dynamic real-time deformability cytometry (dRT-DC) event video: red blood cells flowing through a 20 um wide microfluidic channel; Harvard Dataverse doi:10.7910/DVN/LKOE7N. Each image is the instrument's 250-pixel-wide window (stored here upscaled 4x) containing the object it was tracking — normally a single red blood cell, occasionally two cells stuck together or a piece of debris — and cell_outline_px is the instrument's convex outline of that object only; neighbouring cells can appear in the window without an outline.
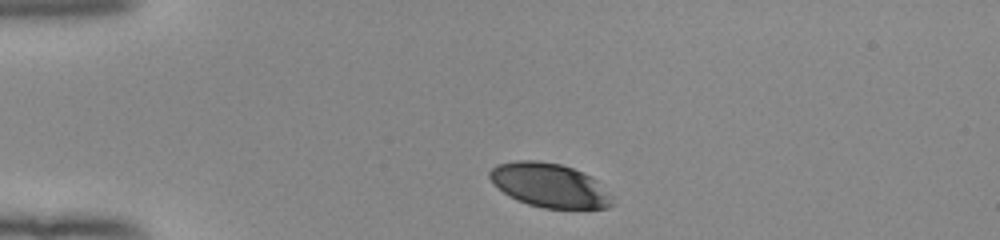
{"species": "human", "species_latin": "Homo sapiens", "temperature_condition": "room temperature", "stored_images_in_passage": 34, "camera_frame_rate_fps": 3000, "um_per_image_px": 0.085, "donor": {"sex": "female"}, "frame": {"image": 1, "passage_image": 1, "time_ms": 0.0, "image_size_px": [1000, 240], "cell_outline_px": [[612, 204], [608, 208], [544, 208], [528, 204], [516, 200], [508, 196], [488, 176], [488, 172], [496, 164], [516, 160], [536, 160], [560, 164], [572, 168], [592, 176], [612, 196]], "centroid_in_image_um": [46.7, 15.74], "position_along_channel_um": 38.3, "area_um2": 31.33}}
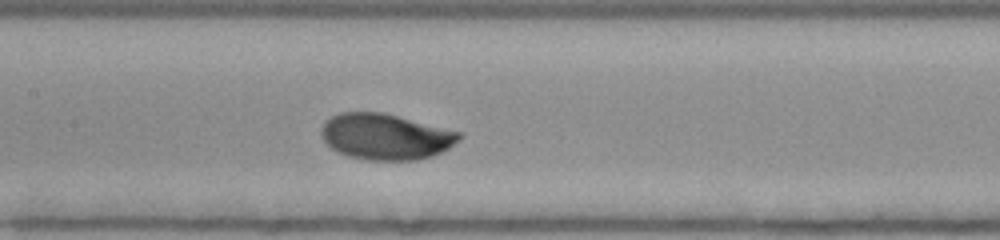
{"frame": {"image": 2, "passage_image": 15, "time_ms": 4.667, "image_size_px": [1000, 240], "cell_outline_px": [[464, 136], [460, 140], [448, 148], [432, 156], [416, 160], [368, 160], [348, 156], [332, 148], [324, 140], [320, 132], [320, 128], [324, 120], [340, 112], [380, 112], [464, 132]], "centroid_in_image_um": [32.79, 11.61], "position_along_channel_um": 174.6, "area_um2": 37.05}}
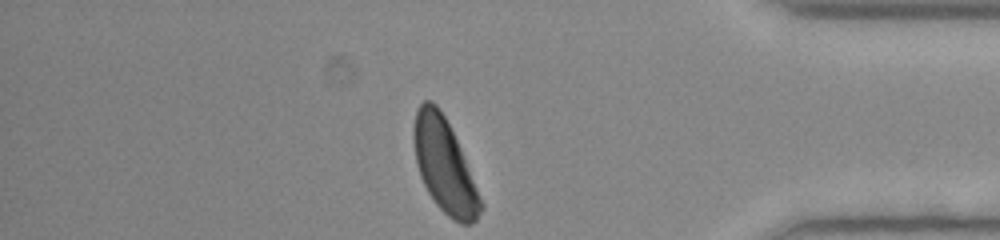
{"frame": {"image": 3, "passage_image": 34, "time_ms": 11.0, "image_size_px": [1000, 240], "cell_outline_px": [[484, 208], [476, 220], [472, 224], [460, 224], [452, 220], [436, 204], [428, 192], [420, 176], [416, 164], [412, 140], [412, 128], [416, 112], [420, 104], [424, 100], [432, 100], [440, 108], [460, 148], [484, 204]], "centroid_in_image_um": [37.76, 14.1], "position_along_channel_um": 397.4, "area_um2": 36.59}, "authors_computed_cell_mechanics": {"area_um2": 36.4718, "velocity_mm_per_s": 3.9302, "shape_relaxation_time_tau1_ms": 2.3494, "shape_relaxation_time_tau2_ms": null, "deformation_change_tau1": 0.1209, "deformation_change_tau2": null}}